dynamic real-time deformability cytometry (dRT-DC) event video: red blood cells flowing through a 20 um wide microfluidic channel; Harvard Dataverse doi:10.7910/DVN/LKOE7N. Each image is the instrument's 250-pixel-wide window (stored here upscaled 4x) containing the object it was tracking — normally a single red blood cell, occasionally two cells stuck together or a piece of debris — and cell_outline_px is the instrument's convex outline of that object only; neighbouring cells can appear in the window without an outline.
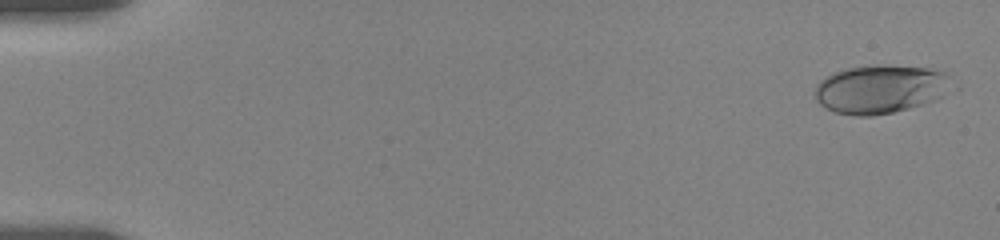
{"species": "human", "species_latin": "Homo sapiens", "temperature_condition": "room temperature", "stored_images_in_passage": 11, "camera_frame_rate_fps": 3000, "um_per_image_px": 0.085, "donor": {"sex": "female"}, "frame": {"image": 1, "passage_image": 1, "time_ms": 0.0, "image_size_px": [1000, 240], "cell_outline_px": [[960, 88], [936, 100], [908, 108], [892, 112], [872, 116], [856, 116], [836, 112], [820, 104], [816, 100], [812, 92], [816, 84], [820, 80], [832, 72], [848, 68], [876, 64], [888, 64], [928, 68], [948, 72], [960, 84]], "centroid_in_image_um": [74.97, 7.54], "position_along_channel_um": 10.0, "area_um2": 40.17}}
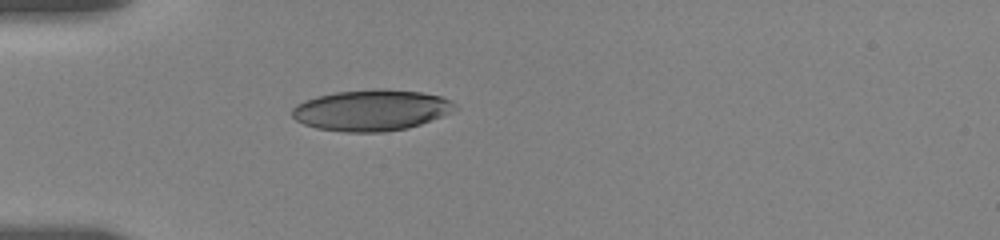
{"frame": {"image": 2, "passage_image": 7, "time_ms": 5.0, "image_size_px": [1000, 240], "cell_outline_px": [[460, 108], [452, 112], [420, 124], [408, 128], [384, 132], [344, 132], [316, 128], [304, 124], [296, 120], [292, 116], [292, 108], [296, 104], [304, 100], [316, 96], [336, 92], [376, 88], [384, 88], [420, 92], [440, 96], [452, 100]], "centroid_in_image_um": [31.58, 9.36], "position_along_channel_um": 53.4, "area_um2": 39.3}}
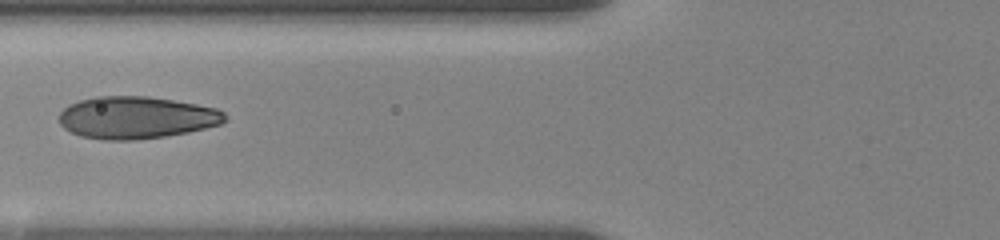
{"frame": {"image": 3, "passage_image": 10, "time_ms": 7.0, "image_size_px": [1000, 240], "cell_outline_px": [[228, 120], [220, 124], [188, 132], [164, 136], [136, 140], [100, 140], [80, 136], [64, 128], [60, 124], [60, 112], [68, 104], [80, 100], [96, 96], [148, 96], [196, 104], [216, 108], [224, 112], [228, 116]], "centroid_in_image_um": [11.59, 9.99], "position_along_channel_um": 114.2, "area_um2": 40.92}}